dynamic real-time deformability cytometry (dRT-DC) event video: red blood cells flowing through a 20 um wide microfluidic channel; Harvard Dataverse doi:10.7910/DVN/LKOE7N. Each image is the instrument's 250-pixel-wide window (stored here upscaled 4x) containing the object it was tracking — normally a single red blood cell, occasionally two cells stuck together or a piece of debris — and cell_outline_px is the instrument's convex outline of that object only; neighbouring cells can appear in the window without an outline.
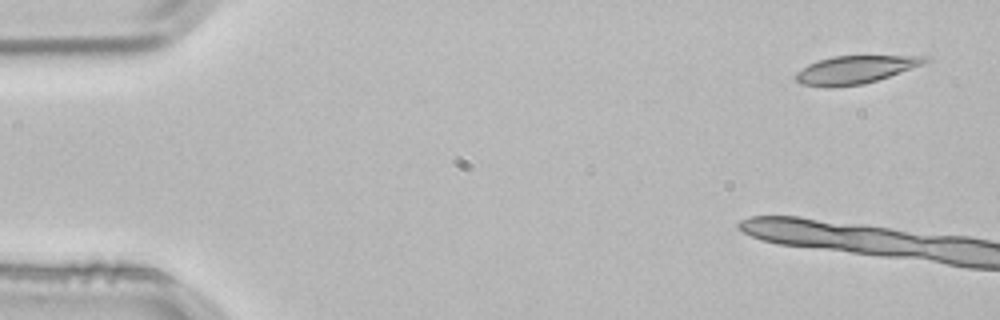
{"species": "common noctule bat (a hibernating species)", "species_latin": "Nyctalus noctula", "temperature_condition": "room temperature", "stored_images_in_passage": 3, "camera_frame_rate_fps": 3000, "um_per_image_px": 0.085, "animal": {"sex": "male", "body_mass_g": 21.5, "forearm_length_mm": 52.0}, "frame": {"image": 1, "passage_image": 1, "time_ms": 0.0, "image_size_px": [1000, 320], "cell_outline_px": [[932, 60], [924, 64], [864, 84], [832, 88], [828, 88], [800, 84], [796, 80], [796, 72], [808, 64], [832, 56], [932, 56]], "centroid_in_image_um": [72.7, 5.93], "position_along_channel_um": 12.3, "area_um2": 21.1}}